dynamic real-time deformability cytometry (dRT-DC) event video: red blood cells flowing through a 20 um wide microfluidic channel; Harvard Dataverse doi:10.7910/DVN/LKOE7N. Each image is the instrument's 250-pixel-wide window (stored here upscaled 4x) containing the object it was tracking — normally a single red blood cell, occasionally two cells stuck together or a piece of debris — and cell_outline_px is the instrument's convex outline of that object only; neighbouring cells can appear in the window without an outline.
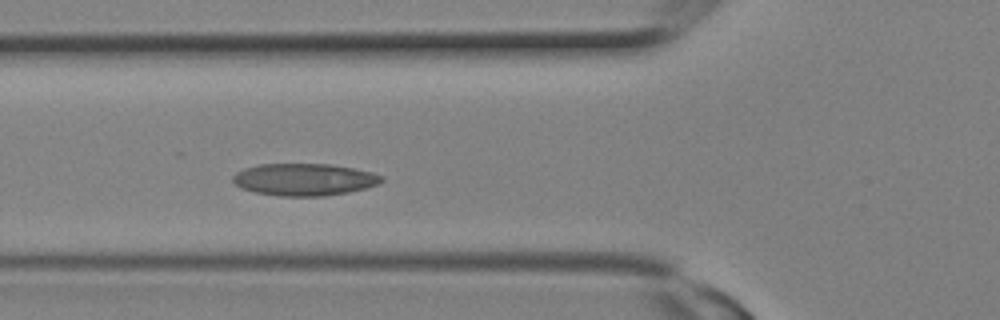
{"species": "Egyptian fruit bat (a non-hibernating species)", "species_latin": "Rousettus aegyptiacus", "temperature_condition": "room temperature", "stored_images_in_passage": 3, "camera_frame_rate_fps": 3000, "um_per_image_px": 0.085, "animal": {"sex": "female"}, "frame": {"image": 1, "passage_image": 3, "time_ms": 0.667, "image_size_px": [1000, 320], "cell_outline_px": [[384, 180], [376, 184], [364, 188], [348, 192], [324, 196], [280, 196], [256, 192], [240, 188], [232, 180], [232, 176], [236, 172], [244, 168], [260, 164], [332, 164], [372, 172], [380, 176]], "centroid_in_image_um": [25.81, 15.25], "position_along_channel_um": 100.0, "area_um2": 27.69}}